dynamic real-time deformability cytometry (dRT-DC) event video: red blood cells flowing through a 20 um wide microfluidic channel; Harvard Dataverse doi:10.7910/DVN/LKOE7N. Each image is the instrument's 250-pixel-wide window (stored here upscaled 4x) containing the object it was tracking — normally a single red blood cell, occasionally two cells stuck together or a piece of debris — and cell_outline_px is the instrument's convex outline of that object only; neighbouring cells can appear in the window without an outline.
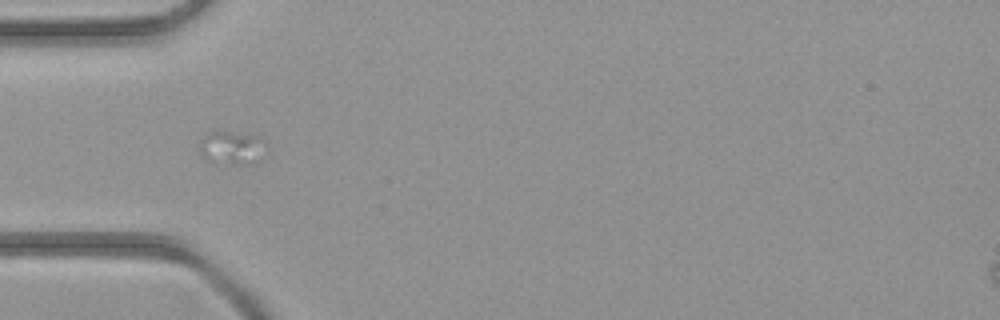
{"species": "common noctule bat (a hibernating species)", "species_latin": "Nyctalus noctula", "temperature_condition": "room temperature", "stored_images_in_passage": 4, "camera_frame_rate_fps": 3000, "um_per_image_px": 0.085, "animal": {"sex": "female", "body_mass_g": 21.9}, "frame": {"image": 1, "passage_image": 4, "time_ms": 4.333, "image_size_px": [1000, 320], "cell_outline_px": [[260, 136], [252, 164], [240, 164], [212, 160], [204, 156], [200, 152], [200, 144], [204, 136], [212, 128], [216, 128]], "centroid_in_image_um": [19.5, 12.44], "position_along_channel_um": 65.5, "area_um2": 11.91}}